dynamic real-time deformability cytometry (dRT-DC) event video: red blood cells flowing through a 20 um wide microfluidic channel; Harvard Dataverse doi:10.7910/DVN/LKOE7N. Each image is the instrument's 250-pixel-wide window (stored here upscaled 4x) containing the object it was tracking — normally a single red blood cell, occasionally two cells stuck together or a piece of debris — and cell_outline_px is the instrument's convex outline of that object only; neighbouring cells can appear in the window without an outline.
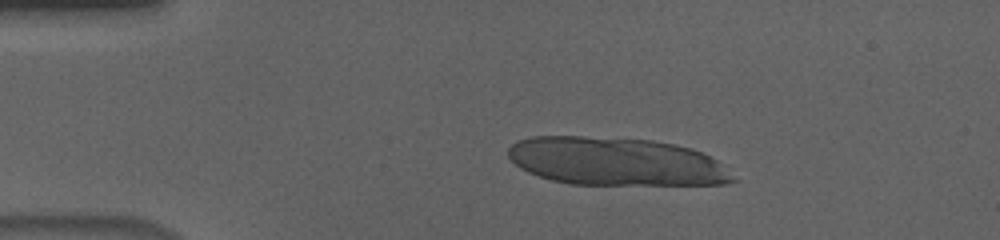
{"species": "human", "species_latin": "Homo sapiens", "temperature_condition": "cold", "stored_images_in_passage": 9, "camera_frame_rate_fps": 3000, "um_per_image_px": 0.085, "donor": {"sex": "male"}, "frame": {"image": 1, "passage_image": 1, "time_ms": 0.0, "image_size_px": [1000, 240], "cell_outline_px": [[740, 180], [724, 184], [568, 184], [552, 180], [528, 172], [520, 168], [508, 156], [508, 148], [516, 140], [532, 136], [584, 136], [652, 140], [692, 148], [716, 160]], "centroid_in_image_um": [52.34, 13.72], "position_along_channel_um": 32.7, "area_um2": 62.89}}